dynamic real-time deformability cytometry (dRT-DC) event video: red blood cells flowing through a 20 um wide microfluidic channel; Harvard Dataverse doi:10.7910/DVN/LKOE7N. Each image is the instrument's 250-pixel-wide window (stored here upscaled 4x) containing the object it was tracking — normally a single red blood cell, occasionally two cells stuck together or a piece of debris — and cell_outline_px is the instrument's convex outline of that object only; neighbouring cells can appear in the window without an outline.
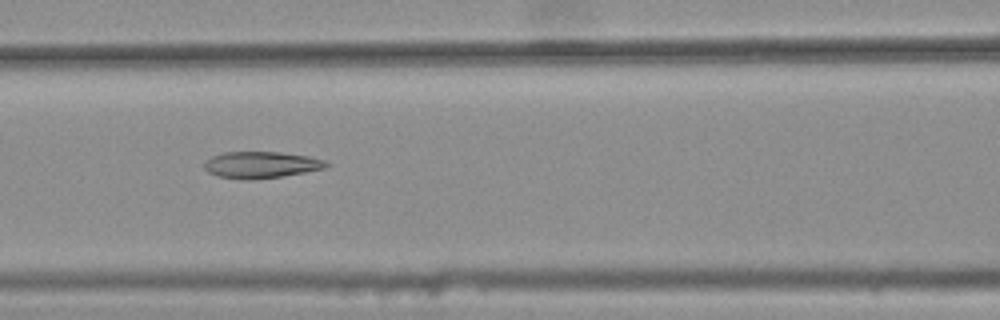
{"species": "common noctule bat (a hibernating species)", "species_latin": "Nyctalus noctula", "temperature_condition": "warm", "stored_images_in_passage": 6, "camera_frame_rate_fps": 3000, "um_per_image_px": 0.085, "animal": {"sex": "female", "body_mass_g": 25.1}, "frame": {"image": 1, "passage_image": 6, "time_ms": 1.667, "image_size_px": [1000, 320], "cell_outline_px": [[332, 164], [324, 168], [304, 172], [280, 176], [216, 176], [208, 172], [204, 168], [204, 164], [212, 156], [224, 152], [280, 152], [308, 156], [324, 160]], "centroid_in_image_um": [22.24, 13.95], "position_along_channel_um": 144.4, "area_um2": 17.8}}